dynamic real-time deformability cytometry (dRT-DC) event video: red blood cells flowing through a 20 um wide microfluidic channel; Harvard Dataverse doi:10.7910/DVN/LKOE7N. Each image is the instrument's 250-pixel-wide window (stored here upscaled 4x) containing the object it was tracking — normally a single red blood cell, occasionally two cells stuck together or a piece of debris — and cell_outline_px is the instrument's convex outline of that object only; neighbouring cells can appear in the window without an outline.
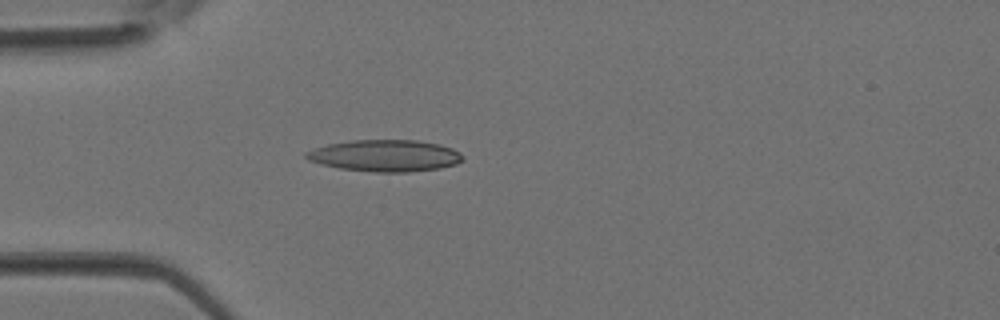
{"species": "Egyptian fruit bat (a non-hibernating species)", "species_latin": "Rousettus aegyptiacus", "temperature_condition": "room temperature", "stored_images_in_passage": 4, "camera_frame_rate_fps": 3000, "um_per_image_px": 0.085, "animal": {"sex": "female"}, "frame": {"image": 1, "passage_image": 4, "time_ms": 1.0, "image_size_px": [1000, 320], "cell_outline_px": [[464, 160], [456, 164], [440, 168], [408, 172], [372, 172], [340, 168], [320, 164], [308, 160], [304, 156], [304, 152], [328, 144], [352, 140], [416, 140], [440, 144], [452, 148], [460, 152], [464, 156]], "centroid_in_image_um": [32.75, 13.23], "position_along_channel_um": 52.3, "area_um2": 29.07}}